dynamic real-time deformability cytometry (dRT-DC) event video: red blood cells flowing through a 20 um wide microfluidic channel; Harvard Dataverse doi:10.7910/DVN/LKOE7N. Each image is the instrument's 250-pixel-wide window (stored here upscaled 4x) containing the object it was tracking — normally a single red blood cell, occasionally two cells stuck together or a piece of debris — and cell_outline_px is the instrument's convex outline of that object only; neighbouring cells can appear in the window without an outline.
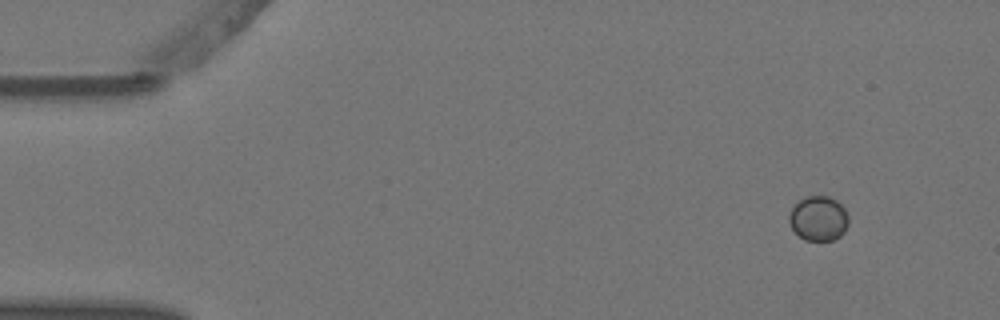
{"species": "Egyptian fruit bat (a non-hibernating species)", "species_latin": "Rousettus aegyptiacus", "temperature_condition": "warm", "stored_images_in_passage": 4, "camera_frame_rate_fps": 3000, "um_per_image_px": 0.085, "animal": {"sex": "female"}, "frame": {"image": 1, "passage_image": 1, "time_ms": 0.0, "image_size_px": [1000, 320], "cell_outline_px": [[848, 224], [844, 232], [840, 236], [832, 240], [804, 240], [792, 228], [788, 220], [788, 216], [792, 208], [804, 196], [828, 196], [836, 200], [844, 208], [848, 216]], "centroid_in_image_um": [69.57, 18.56], "position_along_channel_um": 15.4, "area_um2": 15.43}}
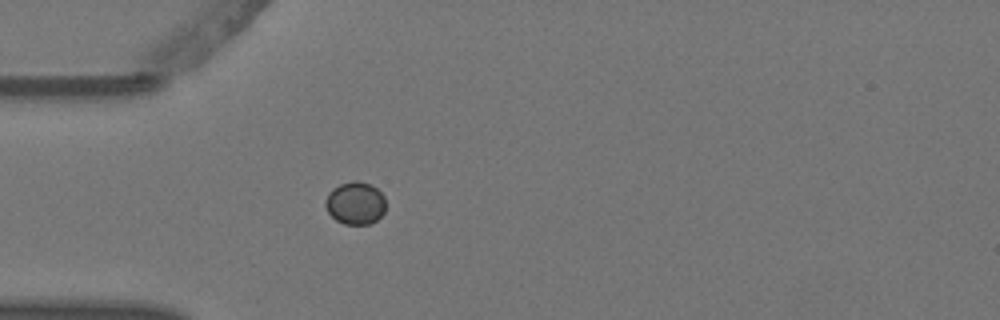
{"frame": {"image": 2, "passage_image": 4, "time_ms": 1.0, "image_size_px": [1000, 320], "cell_outline_px": [[384, 212], [376, 220], [368, 224], [344, 224], [336, 220], [328, 212], [324, 204], [324, 200], [328, 192], [332, 188], [340, 184], [356, 180], [372, 184], [384, 196]], "centroid_in_image_um": [30.17, 17.25], "position_along_channel_um": 54.8, "area_um2": 15.03}}